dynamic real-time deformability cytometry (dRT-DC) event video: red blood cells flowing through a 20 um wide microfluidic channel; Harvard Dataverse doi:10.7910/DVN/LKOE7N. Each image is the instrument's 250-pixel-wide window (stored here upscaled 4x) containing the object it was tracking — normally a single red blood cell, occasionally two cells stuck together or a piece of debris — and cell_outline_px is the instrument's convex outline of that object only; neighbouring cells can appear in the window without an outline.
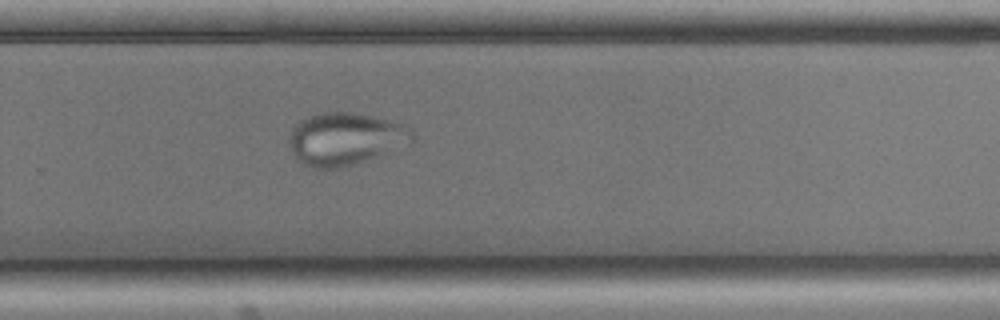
{"species": "common noctule bat (a hibernating species)", "species_latin": "Nyctalus noctula", "temperature_condition": "cold", "stored_images_in_passage": 54, "camera_frame_rate_fps": 3000, "um_per_image_px": 0.085, "animal": {"sex": "male", "body_mass_g": 17.9, "forearm_length_mm": 54.2}, "frame": {"image": 1, "passage_image": 35, "time_ms": 11.333, "image_size_px": [1000, 320], "cell_outline_px": [[416, 136], [412, 144], [340, 168], [312, 168], [304, 164], [292, 152], [292, 128], [300, 120], [324, 112], [352, 112], [372, 116], [388, 120], [400, 124], [408, 128]], "centroid_in_image_um": [29.4, 11.8], "position_along_channel_um": 300.4, "area_um2": 36.93}}